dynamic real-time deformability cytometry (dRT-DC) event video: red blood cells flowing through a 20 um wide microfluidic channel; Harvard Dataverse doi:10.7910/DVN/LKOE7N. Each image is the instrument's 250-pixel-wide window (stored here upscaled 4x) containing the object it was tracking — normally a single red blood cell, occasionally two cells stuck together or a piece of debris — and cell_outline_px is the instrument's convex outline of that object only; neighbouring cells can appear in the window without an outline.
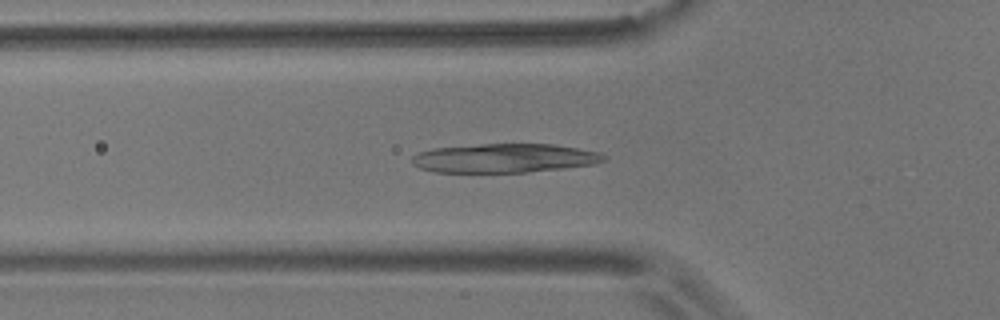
{"species": "common noctule bat (a hibernating species)", "species_latin": "Nyctalus noctula", "temperature_condition": "room temperature", "stored_images_in_passage": 54, "camera_frame_rate_fps": 3000, "um_per_image_px": 0.085, "animal": {"sex": "male", "body_mass_g": 17.9}, "frame": {"image": 1, "passage_image": 18, "time_ms": 5.667, "image_size_px": [1000, 320], "cell_outline_px": [[608, 160], [596, 164], [564, 168], [524, 172], [432, 172], [420, 168], [412, 164], [412, 156], [420, 152], [432, 148], [480, 144], [552, 144], [600, 152]], "centroid_in_image_um": [42.87, 13.44], "position_along_channel_um": 82.9, "area_um2": 32.43}}
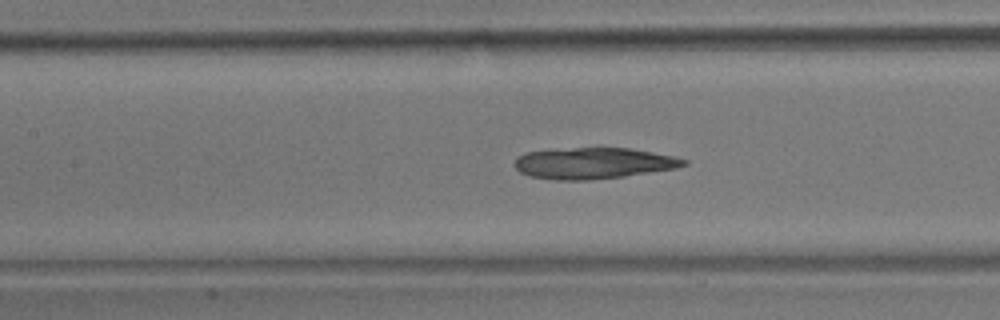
{"frame": {"image": 2, "passage_image": 24, "time_ms": 7.667, "image_size_px": [1000, 320], "cell_outline_px": [[688, 164], [676, 168], [624, 176], [588, 180], [552, 180], [528, 176], [520, 172], [512, 164], [516, 156], [524, 152], [576, 148], [632, 148], [672, 156], [688, 160]], "centroid_in_image_um": [50.39, 13.88], "position_along_channel_um": 157.0, "area_um2": 30.81}}
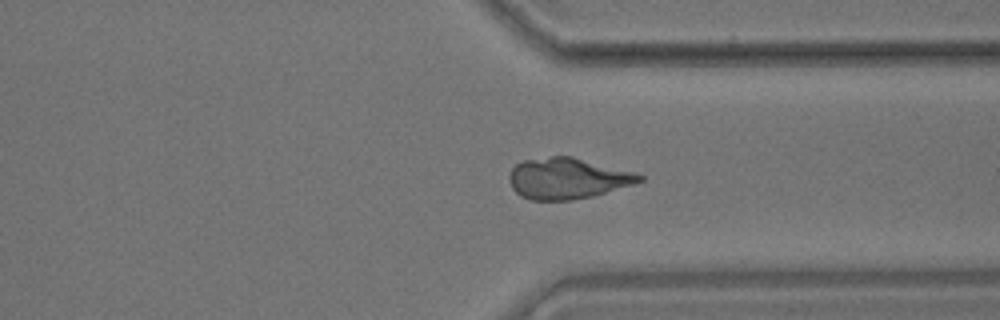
{"frame": {"image": 3, "passage_image": 41, "time_ms": 13.333, "image_size_px": [1000, 320], "cell_outline_px": [[644, 180], [632, 184], [592, 196], [572, 200], [528, 200], [520, 196], [512, 188], [508, 180], [508, 176], [512, 168], [516, 164], [524, 160], [552, 156], [572, 156], [632, 172], [644, 176]], "centroid_in_image_um": [48.17, 15.17], "position_along_channel_um": 363.2, "area_um2": 30.92}}